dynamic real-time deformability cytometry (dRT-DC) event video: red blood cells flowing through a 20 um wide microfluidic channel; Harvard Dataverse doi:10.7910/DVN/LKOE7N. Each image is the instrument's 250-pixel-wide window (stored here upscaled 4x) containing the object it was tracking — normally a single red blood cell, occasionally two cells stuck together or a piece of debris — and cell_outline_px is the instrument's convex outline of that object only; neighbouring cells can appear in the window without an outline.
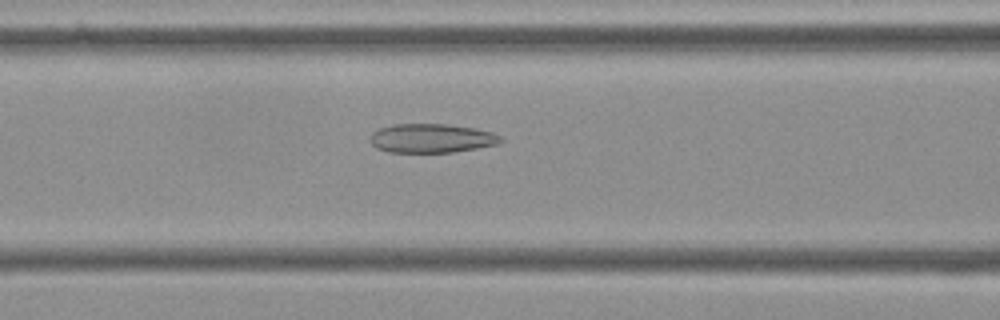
{"species": "Egyptian fruit bat (a non-hibernating species)", "species_latin": "Rousettus aegyptiacus", "temperature_condition": "cold", "stored_images_in_passage": 48, "camera_frame_rate_fps": 3000, "um_per_image_px": 0.085, "frame": {"image": 1, "passage_image": 21, "time_ms": 6.667, "image_size_px": [1000, 320], "cell_outline_px": [[504, 140], [496, 144], [476, 148], [452, 152], [388, 152], [376, 148], [368, 140], [372, 132], [380, 128], [396, 124], [448, 124], [472, 128], [492, 132], [500, 136]], "centroid_in_image_um": [36.64, 11.75], "position_along_channel_um": 130.0, "area_um2": 21.96}}
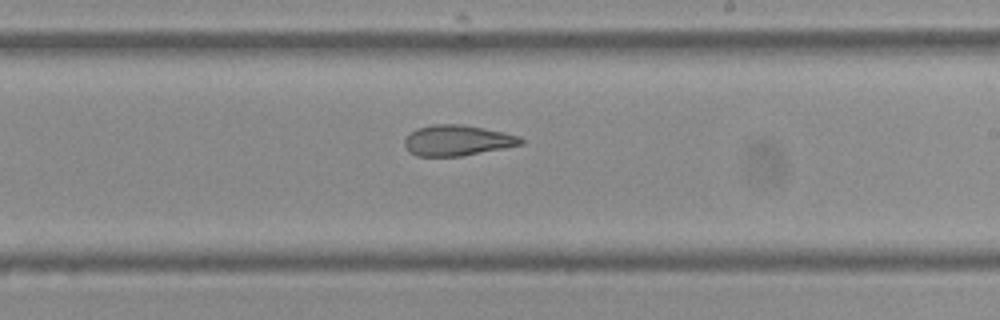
{"frame": {"image": 2, "passage_image": 31, "time_ms": 10.0, "image_size_px": [1000, 320], "cell_outline_px": [[524, 144], [460, 156], [416, 156], [408, 152], [404, 148], [404, 140], [416, 128], [432, 124], [464, 124], [504, 132], [520, 136], [524, 140]], "centroid_in_image_um": [38.85, 11.93], "position_along_channel_um": 250.1, "area_um2": 20.87}}
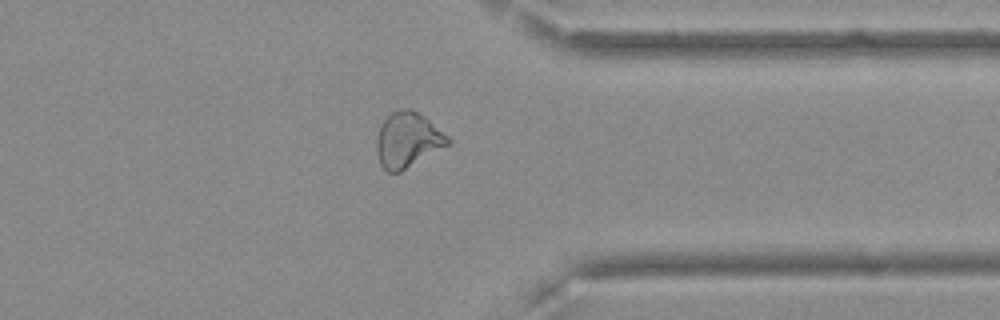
{"frame": {"image": 3, "passage_image": 42, "time_ms": 13.667, "image_size_px": [1000, 320], "cell_outline_px": [[452, 144], [400, 172], [388, 172], [380, 164], [376, 152], [376, 140], [380, 128], [384, 120], [392, 112], [400, 108], [412, 108], [428, 120], [448, 136], [452, 140]], "centroid_in_image_um": [34.67, 11.91], "position_along_channel_um": 376.7, "area_um2": 23.0}}